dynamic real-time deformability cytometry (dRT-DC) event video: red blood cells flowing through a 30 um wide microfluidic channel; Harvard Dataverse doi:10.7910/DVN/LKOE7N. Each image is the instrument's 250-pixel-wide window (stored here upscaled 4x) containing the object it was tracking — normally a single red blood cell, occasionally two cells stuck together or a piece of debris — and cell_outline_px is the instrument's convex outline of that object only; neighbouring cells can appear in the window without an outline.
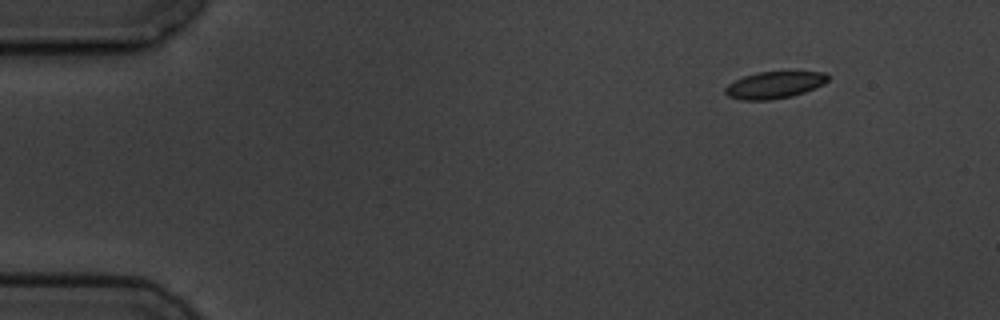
{"species": "common noctule bat (a hibernating species)", "species_latin": "Nyctalus noctula", "temperature_condition": "cold", "stored_images_in_passage": 4, "camera_frame_rate_fps": 3000, "um_per_image_px": 0.085, "animal": {"sex": "male", "body_mass_g": 19.5, "forearm_length_mm": 54.6}, "frame": {"image": 1, "passage_image": 1, "time_ms": 0.0, "image_size_px": [1000, 320], "cell_outline_px": [[828, 80], [824, 84], [816, 88], [792, 96], [768, 100], [740, 100], [728, 96], [724, 92], [724, 88], [728, 84], [744, 76], [756, 72], [824, 72], [828, 76]], "centroid_in_image_um": [65.8, 7.23], "position_along_channel_um": 19.2, "area_um2": 16.07}}
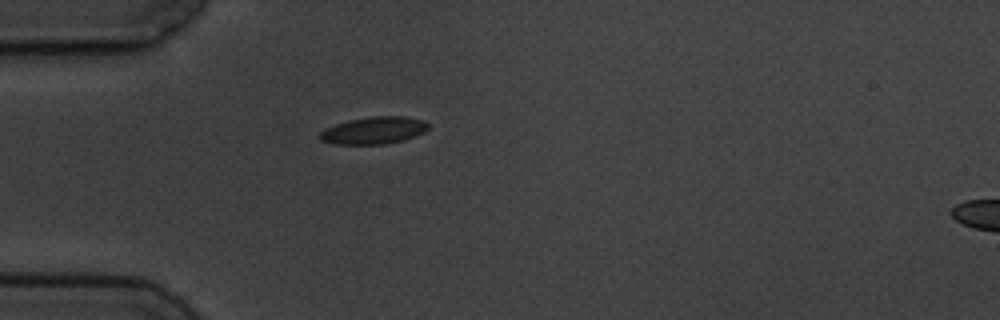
{"frame": {"image": 2, "passage_image": 4, "time_ms": 3.333, "image_size_px": [1000, 320], "cell_outline_px": [[428, 128], [424, 132], [404, 140], [384, 144], [332, 144], [320, 140], [316, 136], [324, 128], [348, 120], [372, 116], [404, 116], [424, 120], [428, 124]], "centroid_in_image_um": [31.73, 11.08], "position_along_channel_um": 53.3, "area_um2": 17.34}}